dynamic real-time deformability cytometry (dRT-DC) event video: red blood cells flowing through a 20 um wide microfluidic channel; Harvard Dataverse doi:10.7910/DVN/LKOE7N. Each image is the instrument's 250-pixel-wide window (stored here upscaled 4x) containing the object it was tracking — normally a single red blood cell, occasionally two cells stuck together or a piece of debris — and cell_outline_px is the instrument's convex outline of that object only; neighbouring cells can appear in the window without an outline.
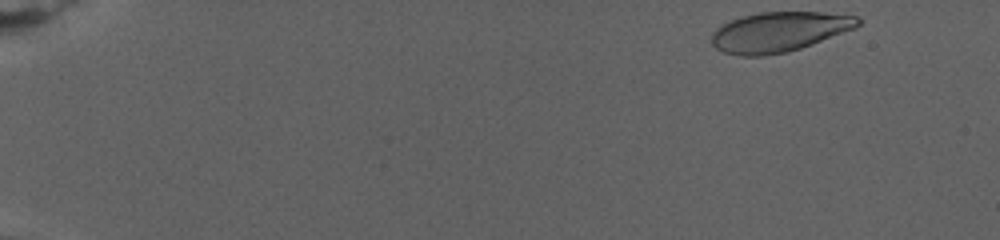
{"species": "human", "species_latin": "Homo sapiens", "temperature_condition": "warm", "stored_images_in_passage": 24, "camera_frame_rate_fps": 3000, "um_per_image_px": 0.085, "donor": {"sex": "female"}, "frame": {"image": 1, "passage_image": 1, "time_ms": 0.0, "image_size_px": [1000, 240], "cell_outline_px": [[864, 20], [856, 28], [812, 44], [788, 52], [764, 56], [740, 56], [724, 52], [716, 48], [712, 44], [712, 32], [716, 28], [732, 20], [744, 16], [760, 12], [824, 12], [860, 16]], "centroid_in_image_um": [66.28, 2.7], "position_along_channel_um": 18.7, "area_um2": 34.16}}